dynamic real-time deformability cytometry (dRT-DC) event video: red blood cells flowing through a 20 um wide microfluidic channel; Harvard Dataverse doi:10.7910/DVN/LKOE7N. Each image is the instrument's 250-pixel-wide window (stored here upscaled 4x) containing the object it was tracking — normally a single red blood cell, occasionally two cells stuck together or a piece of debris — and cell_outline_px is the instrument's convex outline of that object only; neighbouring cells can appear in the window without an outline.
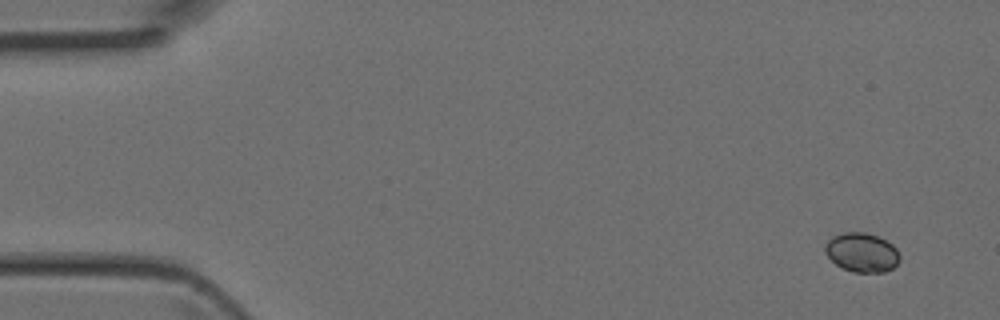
{"species": "Egyptian fruit bat (a non-hibernating species)", "species_latin": "Rousettus aegyptiacus", "temperature_condition": "room temperature", "stored_images_in_passage": 4, "segment_of_instrument_passage": [2, 2], "camera_frame_rate_fps": 3000, "um_per_image_px": 0.085, "animal": {"sex": "female"}, "frame": {"image": 1, "passage_image": 4, "time_ms": 1.0, "image_size_px": [1000, 320], "cell_outline_px": [[900, 260], [892, 268], [884, 272], [852, 272], [836, 264], [824, 252], [824, 248], [828, 240], [832, 236], [844, 232], [864, 232], [880, 236], [892, 244], [896, 248], [900, 256]], "centroid_in_image_um": [73.26, 21.44], "position_along_channel_um": 11.7, "area_um2": 17.11}}